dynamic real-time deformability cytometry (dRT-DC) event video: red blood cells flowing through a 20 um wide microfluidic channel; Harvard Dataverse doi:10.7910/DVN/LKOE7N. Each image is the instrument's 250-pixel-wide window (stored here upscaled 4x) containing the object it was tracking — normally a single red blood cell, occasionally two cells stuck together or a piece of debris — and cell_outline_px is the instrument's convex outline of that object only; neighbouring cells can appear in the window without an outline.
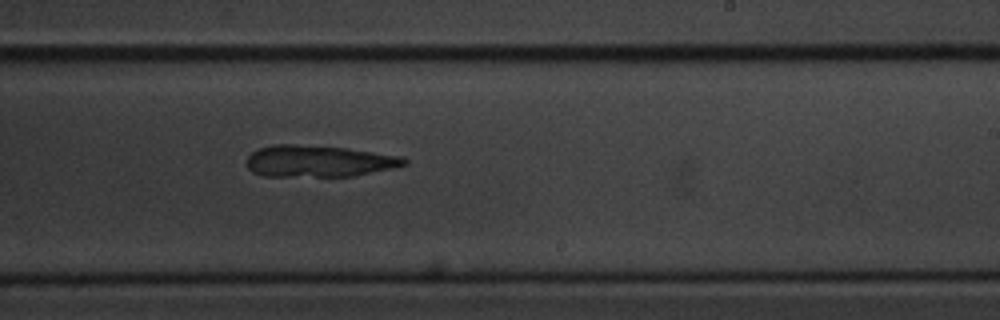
{"species": "common noctule bat (a hibernating species)", "species_latin": "Nyctalus noctula", "temperature_condition": "cold", "stored_images_in_passage": 55, "camera_frame_rate_fps": 3000, "um_per_image_px": 0.085, "animal": {"sex": "male", "body_mass_g": 20.1, "forearm_length_mm": 53.5}, "frame": {"image": 1, "passage_image": 33, "time_ms": 10.667, "image_size_px": [1000, 320], "cell_outline_px": [[408, 164], [392, 168], [352, 176], [264, 176], [252, 172], [244, 164], [248, 156], [252, 152], [260, 148], [272, 144], [292, 144], [344, 148], [400, 156], [408, 160]], "centroid_in_image_um": [27.03, 13.7], "position_along_channel_um": 262.0, "area_um2": 28.9}}
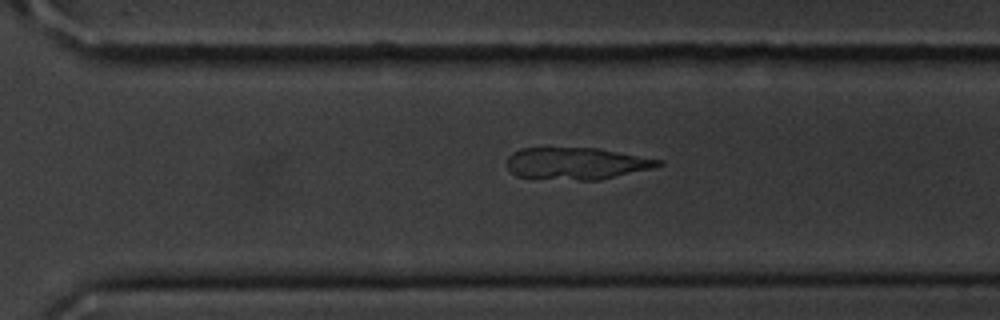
{"frame": {"image": 2, "passage_image": 38, "time_ms": 12.333, "image_size_px": [1000, 320], "cell_outline_px": [[664, 164], [652, 168], [600, 180], [580, 180], [516, 176], [508, 168], [508, 156], [512, 152], [520, 148], [600, 148], [664, 160]], "centroid_in_image_um": [49.04, 13.88], "position_along_channel_um": 321.6, "area_um2": 28.15}}
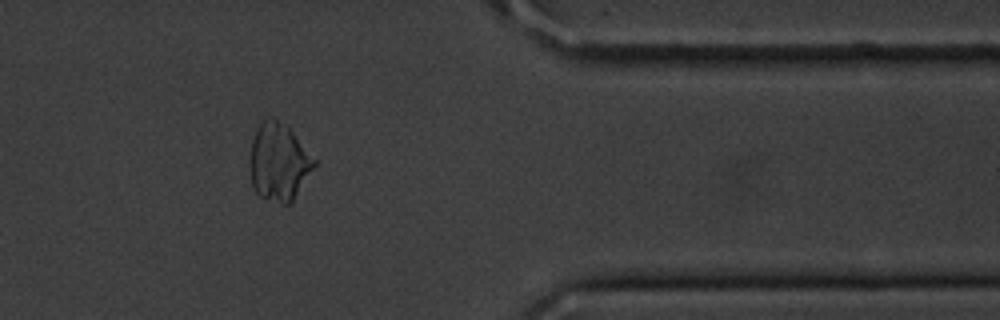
{"frame": {"image": 3, "passage_image": 45, "time_ms": 14.667, "image_size_px": [1000, 320], "cell_outline_px": [[316, 164], [292, 200], [288, 204], [284, 204], [264, 200], [256, 192], [252, 184], [248, 164], [248, 160], [252, 140], [260, 124], [268, 116], [272, 116], [288, 124], [316, 160]], "centroid_in_image_um": [23.67, 13.74], "position_along_channel_um": 387.7, "area_um2": 29.42}}